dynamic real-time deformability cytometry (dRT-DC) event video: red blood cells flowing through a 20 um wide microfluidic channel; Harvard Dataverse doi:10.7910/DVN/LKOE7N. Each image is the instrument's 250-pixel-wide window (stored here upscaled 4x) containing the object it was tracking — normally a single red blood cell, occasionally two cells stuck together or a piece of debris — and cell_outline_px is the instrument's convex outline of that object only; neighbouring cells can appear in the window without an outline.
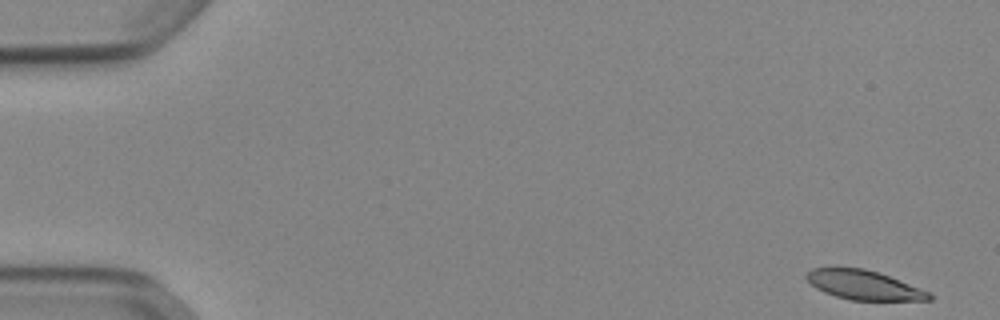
{"species": "Egyptian fruit bat (a non-hibernating species)", "species_latin": "Rousettus aegyptiacus", "temperature_condition": "cold", "stored_images_in_passage": 52, "camera_frame_rate_fps": 3000, "um_per_image_px": 0.085, "animal": {"sex": "female"}, "frame": {"image": 1, "passage_image": 1, "time_ms": 0.0, "image_size_px": [1000, 320], "cell_outline_px": [[932, 300], [852, 300], [836, 296], [824, 292], [816, 288], [804, 276], [812, 268], [864, 268], [880, 272], [928, 292], [932, 296]], "centroid_in_image_um": [73.41, 24.22], "position_along_channel_um": 11.6, "area_um2": 20.63}}
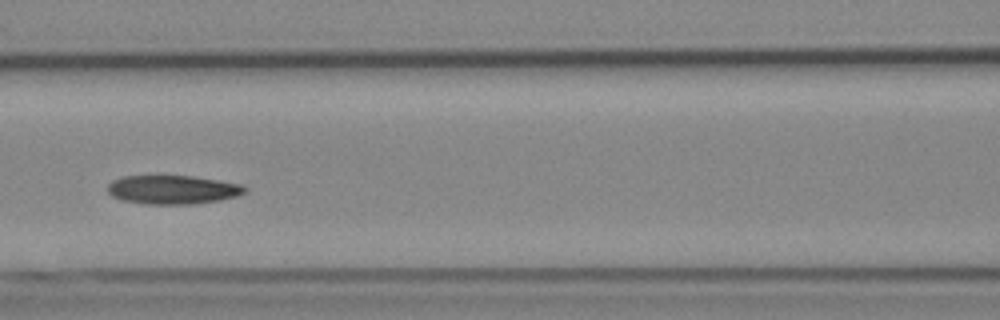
{"frame": {"image": 2, "passage_image": 23, "time_ms": 7.333, "image_size_px": [1000, 320], "cell_outline_px": [[248, 188], [244, 192], [236, 196], [220, 200], [196, 204], [144, 204], [124, 200], [112, 196], [108, 192], [108, 184], [112, 180], [124, 176], [192, 176], [244, 184]], "centroid_in_image_um": [14.7, 16.12], "position_along_channel_um": 151.9, "area_um2": 23.06}}
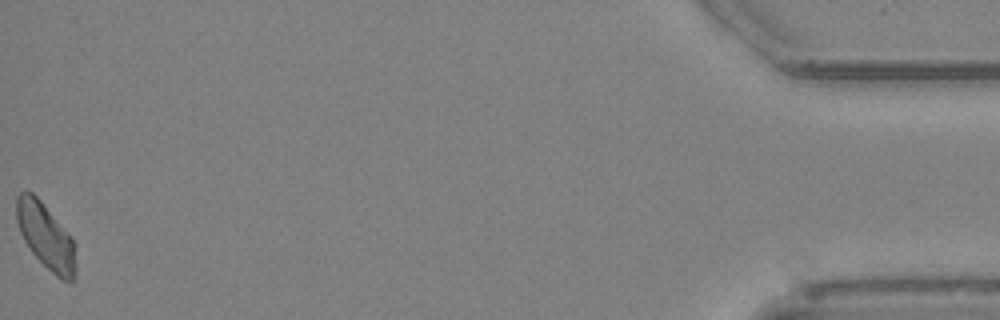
{"frame": {"image": 3, "passage_image": 52, "time_ms": 17.0, "image_size_px": [1000, 320], "cell_outline_px": [[76, 276], [72, 280], [64, 280], [56, 276], [32, 252], [24, 240], [20, 232], [16, 220], [16, 196], [20, 192], [32, 192], [40, 200], [72, 236], [76, 244]], "centroid_in_image_um": [3.92, 20.07], "position_along_channel_um": 431.3, "area_um2": 22.72}, "authors_computed_cell_mechanics": {"area_um2": 22.9755, "velocity_mm_per_s": 3.8327, "shape_relaxation_time_tau1_ms": 8.8765, "shape_relaxation_time_tau2_ms": 5.7722, "deformation_change_tau1": 0.1673, "deformation_change_tau2": 0.1118}}